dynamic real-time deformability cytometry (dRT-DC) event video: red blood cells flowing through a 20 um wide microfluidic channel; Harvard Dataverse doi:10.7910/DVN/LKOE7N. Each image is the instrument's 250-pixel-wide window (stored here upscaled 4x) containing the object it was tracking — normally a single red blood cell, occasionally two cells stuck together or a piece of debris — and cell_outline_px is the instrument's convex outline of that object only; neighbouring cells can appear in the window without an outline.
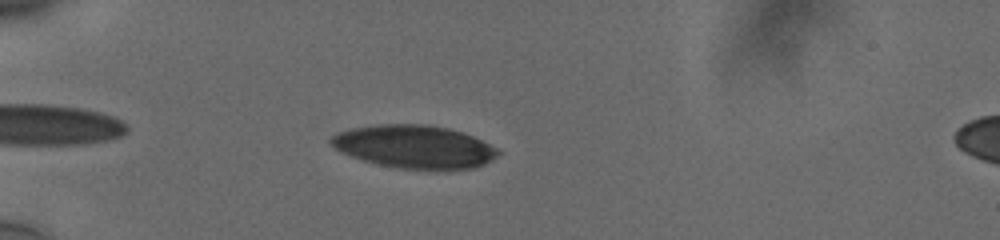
{"species": "human", "species_latin": "Homo sapiens", "temperature_condition": "cold", "stored_images_in_passage": 39, "camera_frame_rate_fps": 3000, "um_per_image_px": 0.085, "donor": {"sex": "male"}, "frame": {"image": 1, "passage_image": 4, "time_ms": 1.0, "image_size_px": [1000, 240], "cell_outline_px": [[500, 152], [492, 160], [484, 164], [472, 168], [400, 168], [380, 164], [364, 160], [340, 152], [328, 140], [336, 132], [352, 128], [376, 124], [428, 124], [448, 128], [472, 136], [496, 148]], "centroid_in_image_um": [35.18, 12.44], "position_along_channel_um": 49.8, "area_um2": 41.21}}
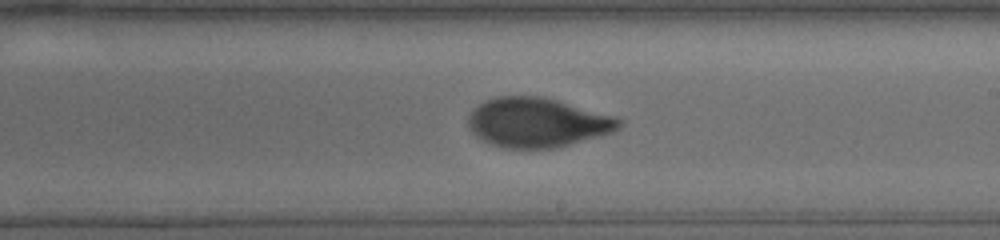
{"frame": {"image": 2, "passage_image": 22, "time_ms": 7.0, "image_size_px": [1000, 240], "cell_outline_px": [[624, 120], [620, 128], [612, 132], [600, 136], [560, 148], [504, 148], [480, 140], [468, 128], [468, 116], [484, 100], [496, 96], [544, 96], [612, 116]], "centroid_in_image_um": [45.67, 10.42], "position_along_channel_um": 243.3, "area_um2": 43.64}}
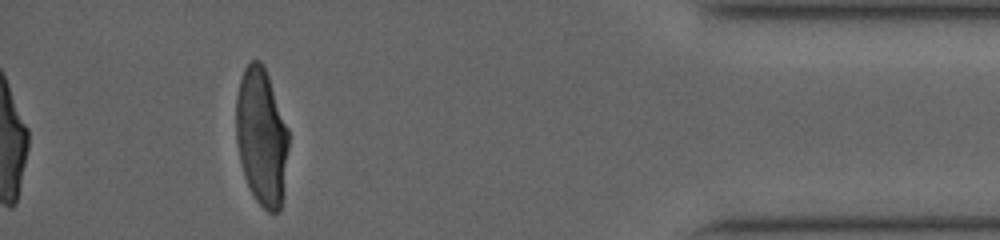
{"frame": {"image": 3, "passage_image": 39, "time_ms": 12.667, "image_size_px": [1000, 240], "cell_outline_px": [[288, 144], [284, 196], [280, 208], [276, 212], [268, 212], [256, 200], [244, 176], [236, 144], [236, 96], [240, 80], [244, 68], [252, 60], [260, 60], [264, 64], [288, 128]], "centroid_in_image_um": [22.23, 11.61], "position_along_channel_um": 413.0, "area_um2": 42.19}, "authors_computed_cell_mechanics": {"area_um2": 42.772, "velocity_mm_per_s": 3.7658, "shape_relaxation_time_tau1_ms": 4.1889, "shape_relaxation_time_tau2_ms": 0.9972, "deformation_change_tau1": 0.19, "deformation_change_tau2": 0.0539}}